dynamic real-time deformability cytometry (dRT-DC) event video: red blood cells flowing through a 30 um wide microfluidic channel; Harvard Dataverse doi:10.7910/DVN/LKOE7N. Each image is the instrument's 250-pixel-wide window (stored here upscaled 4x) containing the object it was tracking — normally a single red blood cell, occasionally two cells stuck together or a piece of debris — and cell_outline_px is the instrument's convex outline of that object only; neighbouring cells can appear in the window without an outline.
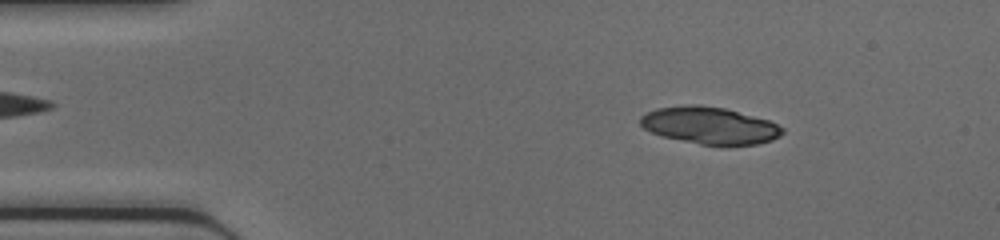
{"species": "common noctule bat (a hibernating species)", "species_latin": "Nyctalus noctula", "temperature_condition": "cold", "stored_images_in_passage": 44, "segment_of_instrument_passage": [1, 2], "camera_frame_rate_fps": 3000, "um_per_image_px": 0.085, "animal": {"sex": "female", "body_mass_g": 17.0, "forearm_length_mm": 48.0}, "frame": {"image": 1, "passage_image": 6, "time_ms": 1.667, "image_size_px": [1000, 240], "cell_outline_px": [[784, 132], [780, 136], [772, 140], [756, 144], [728, 148], [700, 144], [664, 136], [652, 132], [644, 128], [640, 124], [640, 116], [644, 112], [656, 108], [688, 104], [700, 104], [724, 108], [768, 120], [784, 128]], "centroid_in_image_um": [60.33, 10.68], "position_along_channel_um": 24.7, "area_um2": 31.21}}